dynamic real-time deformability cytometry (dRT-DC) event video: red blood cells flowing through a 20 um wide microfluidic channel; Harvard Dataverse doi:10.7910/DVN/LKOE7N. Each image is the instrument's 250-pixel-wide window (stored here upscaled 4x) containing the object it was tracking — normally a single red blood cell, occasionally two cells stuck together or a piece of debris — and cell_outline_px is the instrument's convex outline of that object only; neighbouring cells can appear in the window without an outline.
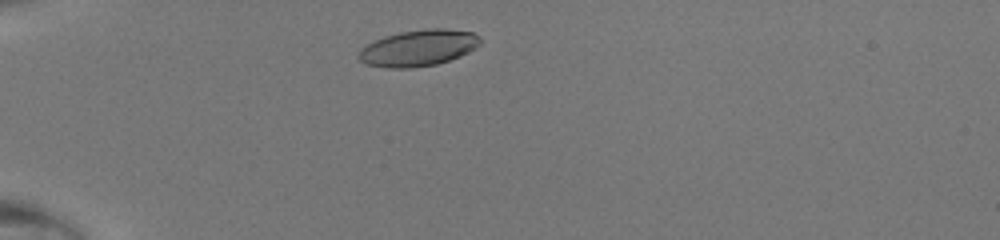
{"species": "human", "species_latin": "Homo sapiens", "temperature_condition": "room temperature", "stored_images_in_passage": 37, "camera_frame_rate_fps": 3000, "um_per_image_px": 0.085, "donor": {"sex": "male"}, "frame": {"image": 1, "passage_image": 4, "time_ms": 1.0, "image_size_px": [1000, 240], "cell_outline_px": [[480, 44], [476, 48], [460, 56], [436, 64], [408, 68], [388, 68], [364, 64], [356, 56], [360, 48], [384, 36], [400, 32], [428, 28], [444, 28], [472, 32], [480, 36]], "centroid_in_image_um": [35.55, 4.07], "position_along_channel_um": 49.5, "area_um2": 25.78}}
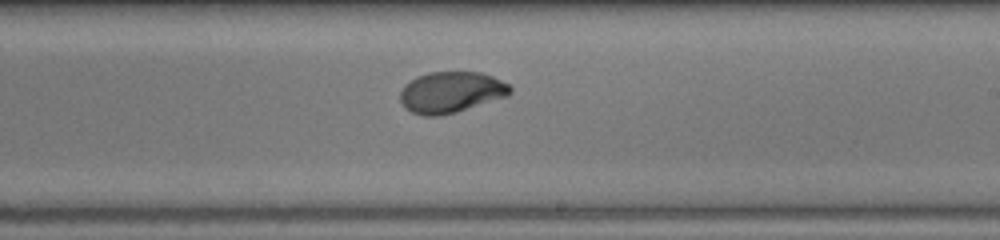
{"frame": {"image": 2, "passage_image": 20, "time_ms": 6.333, "image_size_px": [1000, 240], "cell_outline_px": [[512, 92], [508, 96], [456, 112], [440, 116], [424, 116], [412, 112], [404, 108], [400, 100], [400, 92], [404, 84], [416, 76], [428, 72], [480, 72], [492, 76], [508, 84], [512, 88]], "centroid_in_image_um": [38.31, 7.84], "position_along_channel_um": 250.7, "area_um2": 26.53}}
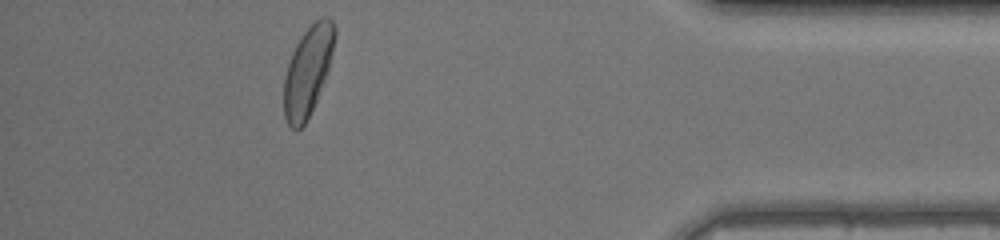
{"frame": {"image": 3, "passage_image": 33, "time_ms": 10.667, "image_size_px": [1000, 240], "cell_outline_px": [[336, 36], [328, 68], [316, 100], [304, 124], [296, 132], [288, 124], [284, 116], [284, 76], [292, 52], [296, 44], [304, 32], [320, 16], [328, 16], [332, 20], [336, 28]], "centroid_in_image_um": [26.16, 6.0], "position_along_channel_um": 409.0, "area_um2": 26.07}}